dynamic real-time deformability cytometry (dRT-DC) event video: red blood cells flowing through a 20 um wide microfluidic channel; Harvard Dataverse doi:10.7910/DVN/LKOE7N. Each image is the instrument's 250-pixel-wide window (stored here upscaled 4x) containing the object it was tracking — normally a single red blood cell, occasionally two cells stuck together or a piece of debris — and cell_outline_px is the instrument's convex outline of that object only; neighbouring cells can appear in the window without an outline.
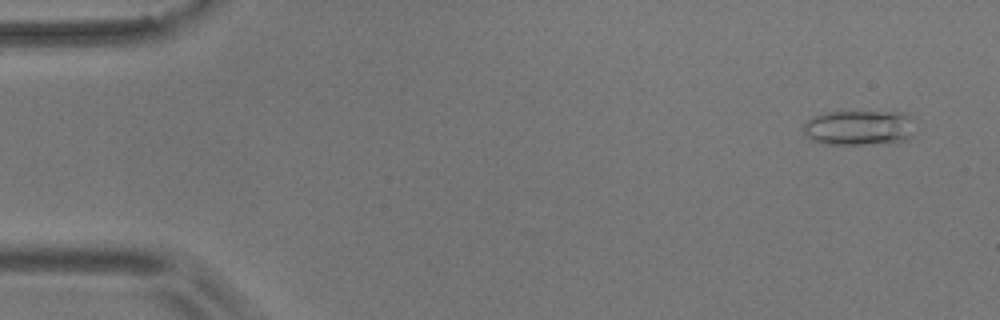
{"species": "common noctule bat (a hibernating species)", "species_latin": "Nyctalus noctula", "temperature_condition": "room temperature", "stored_images_in_passage": 55, "camera_frame_rate_fps": 3000, "um_per_image_px": 0.085, "animal": {"sex": "male", "body_mass_g": 17.9}, "frame": {"image": 1, "passage_image": 4, "time_ms": 1.0, "image_size_px": [1000, 320], "cell_outline_px": [[912, 136], [908, 140], [864, 144], [824, 144], [812, 140], [804, 132], [804, 124], [812, 116], [824, 112], [904, 112], [908, 116]], "centroid_in_image_um": [72.95, 10.85], "position_along_channel_um": 12.0, "area_um2": 22.43}}
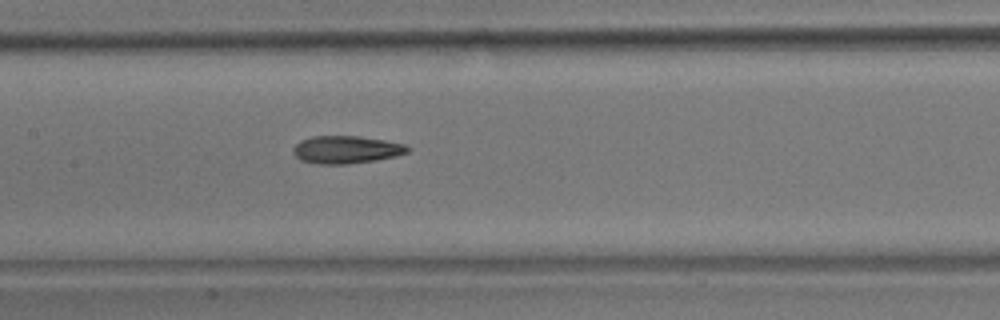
{"frame": {"image": 2, "passage_image": 27, "time_ms": 8.667, "image_size_px": [1000, 320], "cell_outline_px": [[412, 148], [408, 152], [396, 156], [376, 160], [348, 164], [316, 164], [300, 160], [292, 152], [292, 148], [300, 140], [312, 136], [360, 136], [384, 140], [404, 144]], "centroid_in_image_um": [29.42, 12.72], "position_along_channel_um": 178.0, "area_um2": 18.61}}
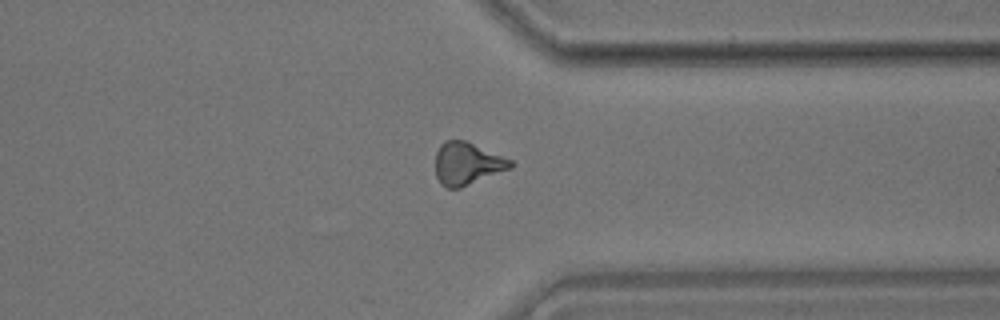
{"frame": {"image": 3, "passage_image": 43, "time_ms": 14.0, "image_size_px": [1000, 320], "cell_outline_px": [[516, 164], [512, 168], [460, 188], [448, 188], [440, 184], [436, 176], [436, 152], [440, 144], [444, 140], [464, 140], [512, 160]], "centroid_in_image_um": [39.71, 13.91], "position_along_channel_um": 371.7, "area_um2": 18.61}, "authors_computed_cell_mechanics": {"area_um2": 18.5538, "velocity_mm_per_s": 3.6776, "shape_relaxation_time_tau1_ms": 9.8567, "shape_relaxation_time_tau2_ms": 3.1005, "deformation_change_tau1": 0.2395, "deformation_change_tau2": 0.1215}}